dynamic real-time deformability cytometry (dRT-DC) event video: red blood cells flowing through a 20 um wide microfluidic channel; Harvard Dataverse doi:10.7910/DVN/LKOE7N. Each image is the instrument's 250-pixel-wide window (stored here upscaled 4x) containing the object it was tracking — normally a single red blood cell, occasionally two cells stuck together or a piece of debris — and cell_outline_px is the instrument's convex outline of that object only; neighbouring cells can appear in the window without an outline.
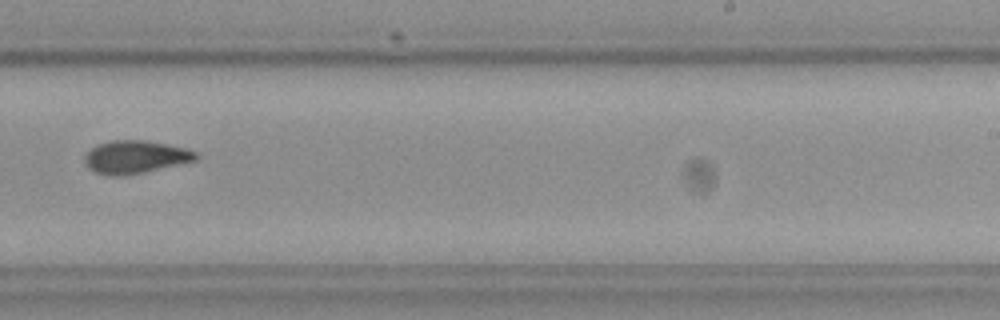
{"species": "Egyptian fruit bat (a non-hibernating species)", "species_latin": "Rousettus aegyptiacus", "temperature_condition": "cold", "stored_images_in_passage": 10, "camera_frame_rate_fps": 3000, "um_per_image_px": 0.085, "frame": {"image": 1, "passage_image": 10, "time_ms": 11.333, "image_size_px": [1000, 320], "cell_outline_px": [[200, 156], [196, 160], [144, 172], [116, 176], [108, 176], [96, 172], [88, 168], [84, 164], [84, 152], [96, 144], [112, 140], [144, 140], [168, 144], [184, 148], [196, 152]], "centroid_in_image_um": [11.44, 13.33], "position_along_channel_um": 277.6, "area_um2": 21.44}}